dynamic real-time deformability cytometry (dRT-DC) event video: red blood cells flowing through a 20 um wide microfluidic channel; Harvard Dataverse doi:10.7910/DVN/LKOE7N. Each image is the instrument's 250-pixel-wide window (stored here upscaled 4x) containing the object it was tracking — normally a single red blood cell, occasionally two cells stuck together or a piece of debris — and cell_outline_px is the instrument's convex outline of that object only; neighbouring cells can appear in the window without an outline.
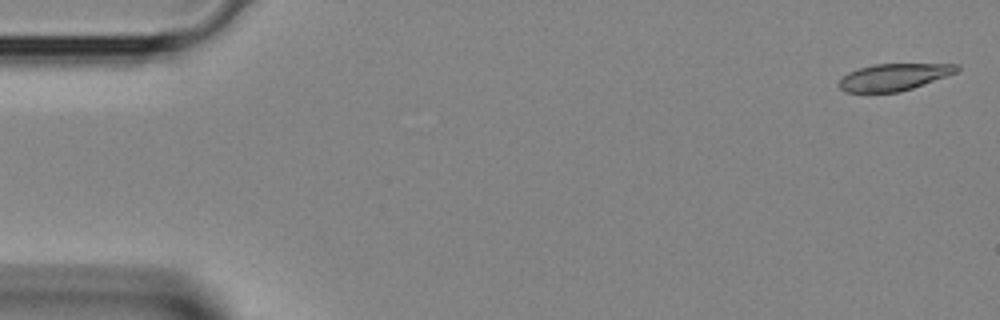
{"species": "Egyptian fruit bat (a non-hibernating species)", "species_latin": "Rousettus aegyptiacus", "temperature_condition": "room temperature", "stored_images_in_passage": 11, "camera_frame_rate_fps": 3000, "um_per_image_px": 0.085, "animal": {"sex": "female"}, "frame": {"image": 1, "passage_image": 1, "time_ms": 0.0, "image_size_px": [1000, 320], "cell_outline_px": [[960, 68], [956, 72], [912, 88], [900, 92], [844, 92], [836, 84], [848, 72], [872, 64], [960, 64]], "centroid_in_image_um": [75.94, 6.55], "position_along_channel_um": 9.1, "area_um2": 18.32}}
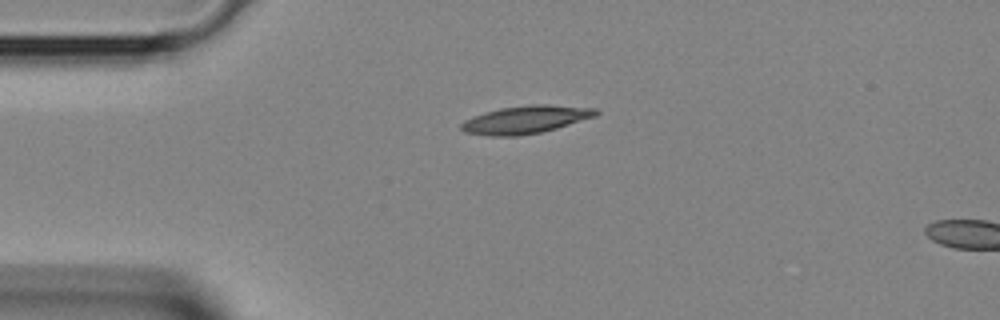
{"frame": {"image": 2, "passage_image": 9, "time_ms": 2.667, "image_size_px": [1000, 320], "cell_outline_px": [[600, 112], [596, 116], [556, 128], [540, 132], [520, 136], [488, 136], [464, 132], [460, 128], [460, 124], [464, 120], [472, 116], [484, 112], [500, 108], [528, 104], [548, 104], [596, 108]], "centroid_in_image_um": [44.65, 10.16], "position_along_channel_um": 40.3, "area_um2": 22.02}}